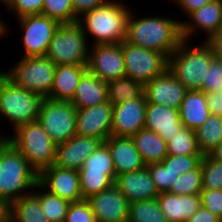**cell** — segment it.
Wrapping results in <instances>:
<instances>
[{"mask_svg":"<svg viewBox=\"0 0 222 222\" xmlns=\"http://www.w3.org/2000/svg\"><path fill=\"white\" fill-rule=\"evenodd\" d=\"M132 7L127 21L126 41L130 44L163 53L167 58L183 41L181 17L175 14L141 15ZM138 14V15H137ZM156 15V16H155Z\"/></svg>","mask_w":222,"mask_h":222,"instance_id":"obj_1","label":"cell"},{"mask_svg":"<svg viewBox=\"0 0 222 222\" xmlns=\"http://www.w3.org/2000/svg\"><path fill=\"white\" fill-rule=\"evenodd\" d=\"M111 0L78 18L91 46L119 44L126 40L129 2Z\"/></svg>","mask_w":222,"mask_h":222,"instance_id":"obj_2","label":"cell"},{"mask_svg":"<svg viewBox=\"0 0 222 222\" xmlns=\"http://www.w3.org/2000/svg\"><path fill=\"white\" fill-rule=\"evenodd\" d=\"M38 183V173L7 140L0 143V199L9 206L29 194Z\"/></svg>","mask_w":222,"mask_h":222,"instance_id":"obj_3","label":"cell"},{"mask_svg":"<svg viewBox=\"0 0 222 222\" xmlns=\"http://www.w3.org/2000/svg\"><path fill=\"white\" fill-rule=\"evenodd\" d=\"M183 40L168 57V70L188 90H201L206 80L207 69L215 58L212 47L205 41Z\"/></svg>","mask_w":222,"mask_h":222,"instance_id":"obj_4","label":"cell"},{"mask_svg":"<svg viewBox=\"0 0 222 222\" xmlns=\"http://www.w3.org/2000/svg\"><path fill=\"white\" fill-rule=\"evenodd\" d=\"M4 138L17 149L39 174L55 163L56 144L37 121L18 126Z\"/></svg>","mask_w":222,"mask_h":222,"instance_id":"obj_5","label":"cell"},{"mask_svg":"<svg viewBox=\"0 0 222 222\" xmlns=\"http://www.w3.org/2000/svg\"><path fill=\"white\" fill-rule=\"evenodd\" d=\"M42 97L18 87L0 71V117L12 132L18 126L38 120ZM12 129V130H11Z\"/></svg>","mask_w":222,"mask_h":222,"instance_id":"obj_6","label":"cell"},{"mask_svg":"<svg viewBox=\"0 0 222 222\" xmlns=\"http://www.w3.org/2000/svg\"><path fill=\"white\" fill-rule=\"evenodd\" d=\"M90 43L82 26L78 22L60 24L46 52L57 65L87 66Z\"/></svg>","mask_w":222,"mask_h":222,"instance_id":"obj_7","label":"cell"},{"mask_svg":"<svg viewBox=\"0 0 222 222\" xmlns=\"http://www.w3.org/2000/svg\"><path fill=\"white\" fill-rule=\"evenodd\" d=\"M6 70L1 71L18 87L49 98L56 65L46 56L18 57Z\"/></svg>","mask_w":222,"mask_h":222,"instance_id":"obj_8","label":"cell"},{"mask_svg":"<svg viewBox=\"0 0 222 222\" xmlns=\"http://www.w3.org/2000/svg\"><path fill=\"white\" fill-rule=\"evenodd\" d=\"M78 172L83 199L110 188L115 182L116 173L108 145L102 142Z\"/></svg>","mask_w":222,"mask_h":222,"instance_id":"obj_9","label":"cell"},{"mask_svg":"<svg viewBox=\"0 0 222 222\" xmlns=\"http://www.w3.org/2000/svg\"><path fill=\"white\" fill-rule=\"evenodd\" d=\"M76 112L72 102L43 98L40 103L38 122L56 145L76 135Z\"/></svg>","mask_w":222,"mask_h":222,"instance_id":"obj_10","label":"cell"},{"mask_svg":"<svg viewBox=\"0 0 222 222\" xmlns=\"http://www.w3.org/2000/svg\"><path fill=\"white\" fill-rule=\"evenodd\" d=\"M16 21L21 32L19 45H23V52H20L23 55L18 54V57L45 56L60 23L42 14L24 16L17 18Z\"/></svg>","mask_w":222,"mask_h":222,"instance_id":"obj_11","label":"cell"},{"mask_svg":"<svg viewBox=\"0 0 222 222\" xmlns=\"http://www.w3.org/2000/svg\"><path fill=\"white\" fill-rule=\"evenodd\" d=\"M125 76L143 85L162 74L168 67V58L161 52L122 42Z\"/></svg>","mask_w":222,"mask_h":222,"instance_id":"obj_12","label":"cell"},{"mask_svg":"<svg viewBox=\"0 0 222 222\" xmlns=\"http://www.w3.org/2000/svg\"><path fill=\"white\" fill-rule=\"evenodd\" d=\"M185 18L181 19L183 40L194 42L193 36L201 33V37L205 34L201 41L206 42L222 29V0H212Z\"/></svg>","mask_w":222,"mask_h":222,"instance_id":"obj_13","label":"cell"},{"mask_svg":"<svg viewBox=\"0 0 222 222\" xmlns=\"http://www.w3.org/2000/svg\"><path fill=\"white\" fill-rule=\"evenodd\" d=\"M87 68L105 82L125 77L122 43L90 46Z\"/></svg>","mask_w":222,"mask_h":222,"instance_id":"obj_14","label":"cell"},{"mask_svg":"<svg viewBox=\"0 0 222 222\" xmlns=\"http://www.w3.org/2000/svg\"><path fill=\"white\" fill-rule=\"evenodd\" d=\"M38 183L48 192L71 203L83 200L77 170L52 164L38 174Z\"/></svg>","mask_w":222,"mask_h":222,"instance_id":"obj_15","label":"cell"},{"mask_svg":"<svg viewBox=\"0 0 222 222\" xmlns=\"http://www.w3.org/2000/svg\"><path fill=\"white\" fill-rule=\"evenodd\" d=\"M112 115L113 104L110 101L77 109L76 134L94 137L104 142L111 135Z\"/></svg>","mask_w":222,"mask_h":222,"instance_id":"obj_16","label":"cell"},{"mask_svg":"<svg viewBox=\"0 0 222 222\" xmlns=\"http://www.w3.org/2000/svg\"><path fill=\"white\" fill-rule=\"evenodd\" d=\"M147 101L141 97L113 105L111 135L132 137L144 129Z\"/></svg>","mask_w":222,"mask_h":222,"instance_id":"obj_17","label":"cell"},{"mask_svg":"<svg viewBox=\"0 0 222 222\" xmlns=\"http://www.w3.org/2000/svg\"><path fill=\"white\" fill-rule=\"evenodd\" d=\"M188 89L177 80L168 68L151 81L144 84V96L147 102L179 109Z\"/></svg>","mask_w":222,"mask_h":222,"instance_id":"obj_18","label":"cell"},{"mask_svg":"<svg viewBox=\"0 0 222 222\" xmlns=\"http://www.w3.org/2000/svg\"><path fill=\"white\" fill-rule=\"evenodd\" d=\"M99 222H127L129 202L113 184L86 199Z\"/></svg>","mask_w":222,"mask_h":222,"instance_id":"obj_19","label":"cell"},{"mask_svg":"<svg viewBox=\"0 0 222 222\" xmlns=\"http://www.w3.org/2000/svg\"><path fill=\"white\" fill-rule=\"evenodd\" d=\"M102 143L94 137L75 135L70 140L56 146L55 165L79 171L85 160Z\"/></svg>","mask_w":222,"mask_h":222,"instance_id":"obj_20","label":"cell"},{"mask_svg":"<svg viewBox=\"0 0 222 222\" xmlns=\"http://www.w3.org/2000/svg\"><path fill=\"white\" fill-rule=\"evenodd\" d=\"M144 128L157 133L168 142L184 125L180 121L178 109L147 102Z\"/></svg>","mask_w":222,"mask_h":222,"instance_id":"obj_21","label":"cell"},{"mask_svg":"<svg viewBox=\"0 0 222 222\" xmlns=\"http://www.w3.org/2000/svg\"><path fill=\"white\" fill-rule=\"evenodd\" d=\"M114 184L129 203L155 199L159 196L146 166L137 171L117 175Z\"/></svg>","mask_w":222,"mask_h":222,"instance_id":"obj_22","label":"cell"},{"mask_svg":"<svg viewBox=\"0 0 222 222\" xmlns=\"http://www.w3.org/2000/svg\"><path fill=\"white\" fill-rule=\"evenodd\" d=\"M104 142L108 145L113 159L116 176L137 171L146 166L131 137L110 135Z\"/></svg>","mask_w":222,"mask_h":222,"instance_id":"obj_23","label":"cell"},{"mask_svg":"<svg viewBox=\"0 0 222 222\" xmlns=\"http://www.w3.org/2000/svg\"><path fill=\"white\" fill-rule=\"evenodd\" d=\"M157 202L167 222H186L202 206L199 195L160 193Z\"/></svg>","mask_w":222,"mask_h":222,"instance_id":"obj_24","label":"cell"},{"mask_svg":"<svg viewBox=\"0 0 222 222\" xmlns=\"http://www.w3.org/2000/svg\"><path fill=\"white\" fill-rule=\"evenodd\" d=\"M87 66L57 65L49 99L71 102Z\"/></svg>","mask_w":222,"mask_h":222,"instance_id":"obj_25","label":"cell"},{"mask_svg":"<svg viewBox=\"0 0 222 222\" xmlns=\"http://www.w3.org/2000/svg\"><path fill=\"white\" fill-rule=\"evenodd\" d=\"M184 127L197 130L211 115L207 105L206 93L201 90H188L178 109Z\"/></svg>","mask_w":222,"mask_h":222,"instance_id":"obj_26","label":"cell"},{"mask_svg":"<svg viewBox=\"0 0 222 222\" xmlns=\"http://www.w3.org/2000/svg\"><path fill=\"white\" fill-rule=\"evenodd\" d=\"M108 101L107 82L97 78L87 70L81 77L72 104L76 109H84Z\"/></svg>","mask_w":222,"mask_h":222,"instance_id":"obj_27","label":"cell"},{"mask_svg":"<svg viewBox=\"0 0 222 222\" xmlns=\"http://www.w3.org/2000/svg\"><path fill=\"white\" fill-rule=\"evenodd\" d=\"M131 138L145 165L161 163L168 155L167 142L153 131L144 128Z\"/></svg>","mask_w":222,"mask_h":222,"instance_id":"obj_28","label":"cell"},{"mask_svg":"<svg viewBox=\"0 0 222 222\" xmlns=\"http://www.w3.org/2000/svg\"><path fill=\"white\" fill-rule=\"evenodd\" d=\"M10 222H49L38 196L32 191L8 206Z\"/></svg>","mask_w":222,"mask_h":222,"instance_id":"obj_29","label":"cell"},{"mask_svg":"<svg viewBox=\"0 0 222 222\" xmlns=\"http://www.w3.org/2000/svg\"><path fill=\"white\" fill-rule=\"evenodd\" d=\"M195 134L200 152L209 155L222 141V116L211 114Z\"/></svg>","mask_w":222,"mask_h":222,"instance_id":"obj_30","label":"cell"},{"mask_svg":"<svg viewBox=\"0 0 222 222\" xmlns=\"http://www.w3.org/2000/svg\"><path fill=\"white\" fill-rule=\"evenodd\" d=\"M108 101L113 105L141 97L144 85L129 77H121L107 82Z\"/></svg>","mask_w":222,"mask_h":222,"instance_id":"obj_31","label":"cell"},{"mask_svg":"<svg viewBox=\"0 0 222 222\" xmlns=\"http://www.w3.org/2000/svg\"><path fill=\"white\" fill-rule=\"evenodd\" d=\"M36 189V190H35ZM49 222H64L71 202L45 190L39 183L33 188Z\"/></svg>","mask_w":222,"mask_h":222,"instance_id":"obj_32","label":"cell"},{"mask_svg":"<svg viewBox=\"0 0 222 222\" xmlns=\"http://www.w3.org/2000/svg\"><path fill=\"white\" fill-rule=\"evenodd\" d=\"M128 222H167L157 198L129 203Z\"/></svg>","mask_w":222,"mask_h":222,"instance_id":"obj_33","label":"cell"},{"mask_svg":"<svg viewBox=\"0 0 222 222\" xmlns=\"http://www.w3.org/2000/svg\"><path fill=\"white\" fill-rule=\"evenodd\" d=\"M168 155H202L199 150L195 131L184 127L167 142Z\"/></svg>","mask_w":222,"mask_h":222,"instance_id":"obj_34","label":"cell"},{"mask_svg":"<svg viewBox=\"0 0 222 222\" xmlns=\"http://www.w3.org/2000/svg\"><path fill=\"white\" fill-rule=\"evenodd\" d=\"M202 189V170L200 164L196 169L178 176L169 192L177 195H199Z\"/></svg>","mask_w":222,"mask_h":222,"instance_id":"obj_35","label":"cell"},{"mask_svg":"<svg viewBox=\"0 0 222 222\" xmlns=\"http://www.w3.org/2000/svg\"><path fill=\"white\" fill-rule=\"evenodd\" d=\"M41 14L60 24L78 21L74 14L72 0H44Z\"/></svg>","mask_w":222,"mask_h":222,"instance_id":"obj_36","label":"cell"},{"mask_svg":"<svg viewBox=\"0 0 222 222\" xmlns=\"http://www.w3.org/2000/svg\"><path fill=\"white\" fill-rule=\"evenodd\" d=\"M202 187L208 190H222V163L210 155H203L201 161Z\"/></svg>","mask_w":222,"mask_h":222,"instance_id":"obj_37","label":"cell"},{"mask_svg":"<svg viewBox=\"0 0 222 222\" xmlns=\"http://www.w3.org/2000/svg\"><path fill=\"white\" fill-rule=\"evenodd\" d=\"M146 167L159 194L169 192L174 182L177 180L178 174L166 168L162 163L149 164L146 165Z\"/></svg>","mask_w":222,"mask_h":222,"instance_id":"obj_38","label":"cell"},{"mask_svg":"<svg viewBox=\"0 0 222 222\" xmlns=\"http://www.w3.org/2000/svg\"><path fill=\"white\" fill-rule=\"evenodd\" d=\"M202 158L203 155H167L161 163L180 176L196 169L201 164Z\"/></svg>","mask_w":222,"mask_h":222,"instance_id":"obj_39","label":"cell"},{"mask_svg":"<svg viewBox=\"0 0 222 222\" xmlns=\"http://www.w3.org/2000/svg\"><path fill=\"white\" fill-rule=\"evenodd\" d=\"M44 0H7L2 6L13 15L14 18H21L28 15L41 14Z\"/></svg>","mask_w":222,"mask_h":222,"instance_id":"obj_40","label":"cell"},{"mask_svg":"<svg viewBox=\"0 0 222 222\" xmlns=\"http://www.w3.org/2000/svg\"><path fill=\"white\" fill-rule=\"evenodd\" d=\"M64 222H99L93 214L91 206L86 199L72 202L69 205Z\"/></svg>","mask_w":222,"mask_h":222,"instance_id":"obj_41","label":"cell"},{"mask_svg":"<svg viewBox=\"0 0 222 222\" xmlns=\"http://www.w3.org/2000/svg\"><path fill=\"white\" fill-rule=\"evenodd\" d=\"M222 84V60L216 57L207 69L206 80H203L201 91L218 92Z\"/></svg>","mask_w":222,"mask_h":222,"instance_id":"obj_42","label":"cell"},{"mask_svg":"<svg viewBox=\"0 0 222 222\" xmlns=\"http://www.w3.org/2000/svg\"><path fill=\"white\" fill-rule=\"evenodd\" d=\"M200 196L202 207L222 219V190L202 189Z\"/></svg>","mask_w":222,"mask_h":222,"instance_id":"obj_43","label":"cell"},{"mask_svg":"<svg viewBox=\"0 0 222 222\" xmlns=\"http://www.w3.org/2000/svg\"><path fill=\"white\" fill-rule=\"evenodd\" d=\"M111 0H72L74 14L80 18L83 14L101 6Z\"/></svg>","mask_w":222,"mask_h":222,"instance_id":"obj_44","label":"cell"},{"mask_svg":"<svg viewBox=\"0 0 222 222\" xmlns=\"http://www.w3.org/2000/svg\"><path fill=\"white\" fill-rule=\"evenodd\" d=\"M211 1L212 0H170L168 2L175 4V6L179 8V13L184 14L181 15L182 17H185V15L187 17L190 13L201 8L203 5Z\"/></svg>","mask_w":222,"mask_h":222,"instance_id":"obj_45","label":"cell"},{"mask_svg":"<svg viewBox=\"0 0 222 222\" xmlns=\"http://www.w3.org/2000/svg\"><path fill=\"white\" fill-rule=\"evenodd\" d=\"M186 222H222V219L201 206Z\"/></svg>","mask_w":222,"mask_h":222,"instance_id":"obj_46","label":"cell"},{"mask_svg":"<svg viewBox=\"0 0 222 222\" xmlns=\"http://www.w3.org/2000/svg\"><path fill=\"white\" fill-rule=\"evenodd\" d=\"M207 105L212 115L222 116V98L219 92L206 93Z\"/></svg>","mask_w":222,"mask_h":222,"instance_id":"obj_47","label":"cell"},{"mask_svg":"<svg viewBox=\"0 0 222 222\" xmlns=\"http://www.w3.org/2000/svg\"><path fill=\"white\" fill-rule=\"evenodd\" d=\"M213 49L214 56L222 60V29L206 41Z\"/></svg>","mask_w":222,"mask_h":222,"instance_id":"obj_48","label":"cell"},{"mask_svg":"<svg viewBox=\"0 0 222 222\" xmlns=\"http://www.w3.org/2000/svg\"><path fill=\"white\" fill-rule=\"evenodd\" d=\"M5 21L7 22V20H4L2 17H0V40H3L2 38H7L8 35L11 34L10 32L13 31V27H10L8 25L9 23H6Z\"/></svg>","mask_w":222,"mask_h":222,"instance_id":"obj_49","label":"cell"},{"mask_svg":"<svg viewBox=\"0 0 222 222\" xmlns=\"http://www.w3.org/2000/svg\"><path fill=\"white\" fill-rule=\"evenodd\" d=\"M213 159L222 163V141L217 147L209 154Z\"/></svg>","mask_w":222,"mask_h":222,"instance_id":"obj_50","label":"cell"},{"mask_svg":"<svg viewBox=\"0 0 222 222\" xmlns=\"http://www.w3.org/2000/svg\"><path fill=\"white\" fill-rule=\"evenodd\" d=\"M0 222H10L9 210H7L2 216H0Z\"/></svg>","mask_w":222,"mask_h":222,"instance_id":"obj_51","label":"cell"},{"mask_svg":"<svg viewBox=\"0 0 222 222\" xmlns=\"http://www.w3.org/2000/svg\"><path fill=\"white\" fill-rule=\"evenodd\" d=\"M8 210V206L0 199V216Z\"/></svg>","mask_w":222,"mask_h":222,"instance_id":"obj_52","label":"cell"},{"mask_svg":"<svg viewBox=\"0 0 222 222\" xmlns=\"http://www.w3.org/2000/svg\"><path fill=\"white\" fill-rule=\"evenodd\" d=\"M6 136H7V134L4 132V130H3V132H2L1 129H0V143L3 141V139H4Z\"/></svg>","mask_w":222,"mask_h":222,"instance_id":"obj_53","label":"cell"},{"mask_svg":"<svg viewBox=\"0 0 222 222\" xmlns=\"http://www.w3.org/2000/svg\"><path fill=\"white\" fill-rule=\"evenodd\" d=\"M7 0H0V5L2 7V5L6 2Z\"/></svg>","mask_w":222,"mask_h":222,"instance_id":"obj_54","label":"cell"},{"mask_svg":"<svg viewBox=\"0 0 222 222\" xmlns=\"http://www.w3.org/2000/svg\"><path fill=\"white\" fill-rule=\"evenodd\" d=\"M218 92H219V94H221V98H222V84H221L220 90Z\"/></svg>","mask_w":222,"mask_h":222,"instance_id":"obj_55","label":"cell"}]
</instances>
